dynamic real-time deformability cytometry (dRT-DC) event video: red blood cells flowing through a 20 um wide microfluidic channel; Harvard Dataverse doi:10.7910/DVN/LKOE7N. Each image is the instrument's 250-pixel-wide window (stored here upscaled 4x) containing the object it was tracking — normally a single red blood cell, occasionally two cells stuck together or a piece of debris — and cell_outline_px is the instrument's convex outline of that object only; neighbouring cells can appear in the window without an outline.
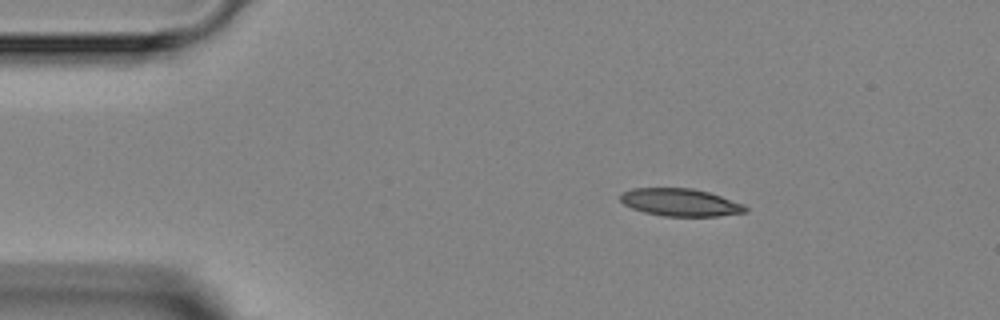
{"species": "Egyptian fruit bat (a non-hibernating species)", "species_latin": "Rousettus aegyptiacus", "temperature_condition": "room temperature", "stored_images_in_passage": 7, "camera_frame_rate_fps": 3000, "um_per_image_px": 0.085, "animal": {"sex": "female"}, "frame": {"image": 1, "passage_image": 1, "time_ms": 0.0, "image_size_px": [1000, 320], "cell_outline_px": [[748, 212], [716, 216], [664, 216], [644, 212], [632, 208], [624, 204], [620, 200], [620, 192], [632, 188], [692, 188], [708, 192], [744, 204], [748, 208]], "centroid_in_image_um": [57.81, 17.2], "position_along_channel_um": 27.2, "area_um2": 20.11}}
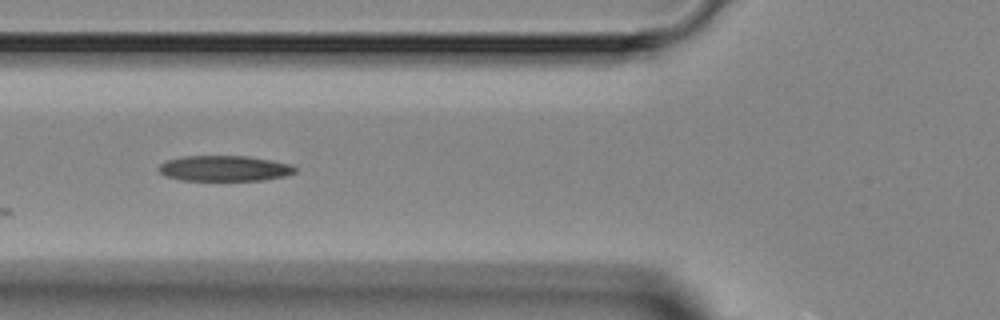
{"frame": {"image": 2, "passage_image": 4, "time_ms": 3.333, "image_size_px": [1000, 320], "cell_outline_px": [[296, 172], [284, 176], [264, 180], [180, 180], [164, 176], [160, 172], [160, 164], [168, 160], [180, 156], [248, 156], [272, 160], [292, 164], [296, 168]], "centroid_in_image_um": [19.09, 14.31], "position_along_channel_um": 106.7, "area_um2": 20.35}}
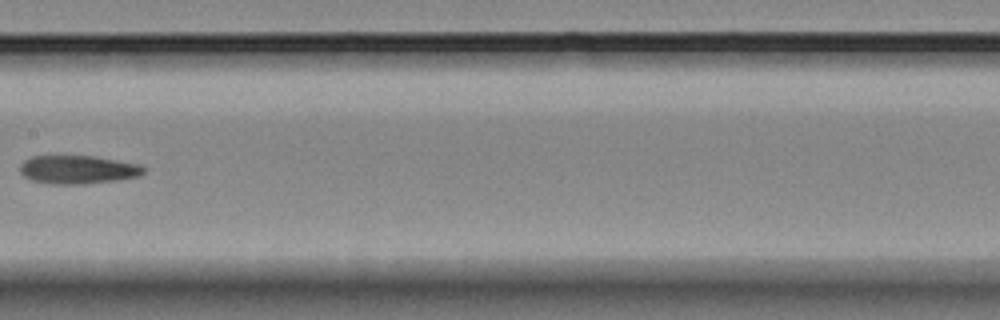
{"frame": {"image": 3, "passage_image": 6, "time_ms": 5.667, "image_size_px": [1000, 320], "cell_outline_px": [[144, 172], [140, 176], [120, 180], [84, 184], [52, 184], [32, 180], [24, 176], [20, 172], [20, 164], [24, 160], [32, 156], [96, 156], [140, 164], [144, 168]], "centroid_in_image_um": [6.64, 14.42], "position_along_channel_um": 200.8, "area_um2": 20.63}}